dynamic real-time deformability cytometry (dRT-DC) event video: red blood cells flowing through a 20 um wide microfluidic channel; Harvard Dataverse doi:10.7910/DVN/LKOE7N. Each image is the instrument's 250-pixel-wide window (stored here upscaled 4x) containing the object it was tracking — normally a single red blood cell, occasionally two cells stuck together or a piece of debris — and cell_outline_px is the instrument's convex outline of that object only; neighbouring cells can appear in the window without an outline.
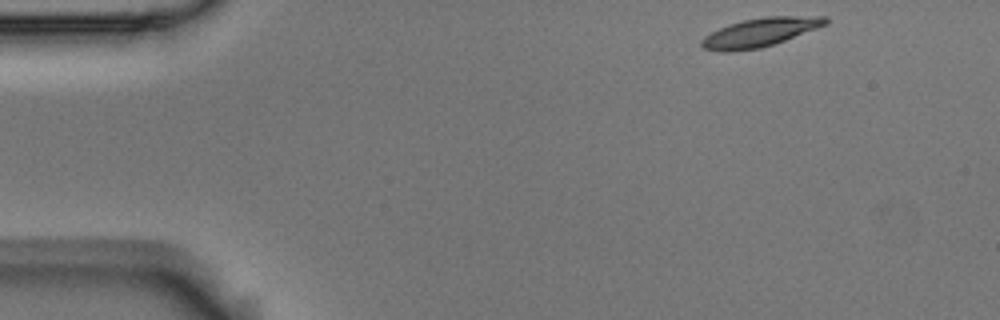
{"species": "Egyptian fruit bat (a non-hibernating species)", "species_latin": "Rousettus aegyptiacus", "temperature_condition": "room temperature", "stored_images_in_passage": 50, "camera_frame_rate_fps": 3000, "um_per_image_px": 0.085, "animal": {"sex": "male"}, "frame": {"image": 1, "passage_image": 1, "time_ms": 0.0, "image_size_px": [1000, 320], "cell_outline_px": [[828, 24], [784, 40], [760, 48], [728, 52], [720, 52], [704, 48], [700, 44], [700, 40], [704, 36], [728, 24], [744, 20], [764, 16], [828, 16]], "centroid_in_image_um": [64.59, 2.74], "position_along_channel_um": 20.4, "area_um2": 20.63}}
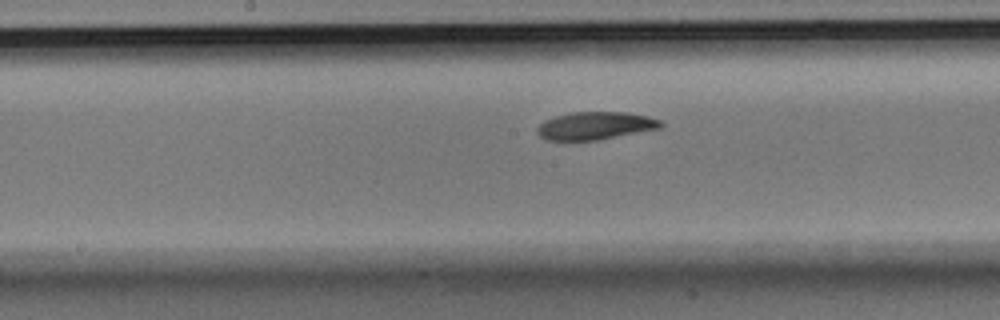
{"frame": {"image": 2, "passage_image": 23, "time_ms": 7.333, "image_size_px": [1000, 320], "cell_outline_px": [[664, 124], [660, 128], [600, 140], [548, 140], [540, 136], [536, 132], [536, 128], [544, 120], [556, 116], [572, 112], [628, 112], [648, 116], [660, 120]], "centroid_in_image_um": [50.61, 10.68], "position_along_channel_um": 197.6, "area_um2": 20.06}}
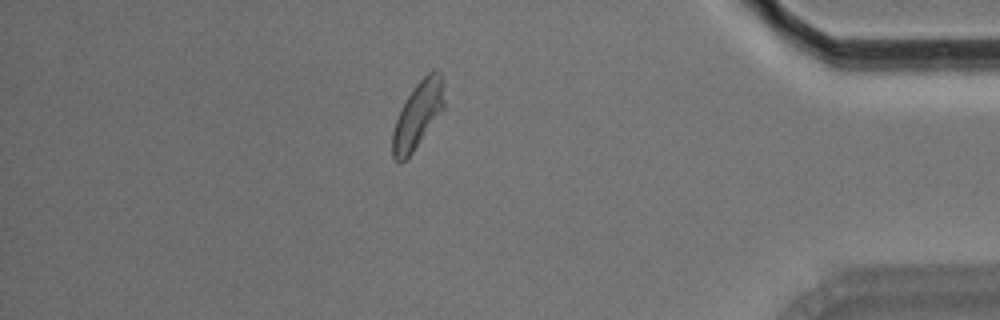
{"frame": {"image": 3, "passage_image": 43, "time_ms": 14.0, "image_size_px": [1000, 320], "cell_outline_px": [[444, 108], [412, 152], [400, 164], [392, 156], [392, 132], [396, 120], [408, 96], [416, 84], [432, 68], [436, 68], [440, 72], [444, 100]], "centroid_in_image_um": [35.5, 9.76], "position_along_channel_um": 399.7, "area_um2": 19.54}, "authors_computed_cell_mechanics": {"area_um2": 20.3167, "velocity_mm_per_s": 3.5829, "shape_relaxation_time_tau1_ms": 3.7047, "shape_relaxation_time_tau2_ms": 6.3066, "deformation_change_tau1": 0.1289, "deformation_change_tau2": 0.1249}}